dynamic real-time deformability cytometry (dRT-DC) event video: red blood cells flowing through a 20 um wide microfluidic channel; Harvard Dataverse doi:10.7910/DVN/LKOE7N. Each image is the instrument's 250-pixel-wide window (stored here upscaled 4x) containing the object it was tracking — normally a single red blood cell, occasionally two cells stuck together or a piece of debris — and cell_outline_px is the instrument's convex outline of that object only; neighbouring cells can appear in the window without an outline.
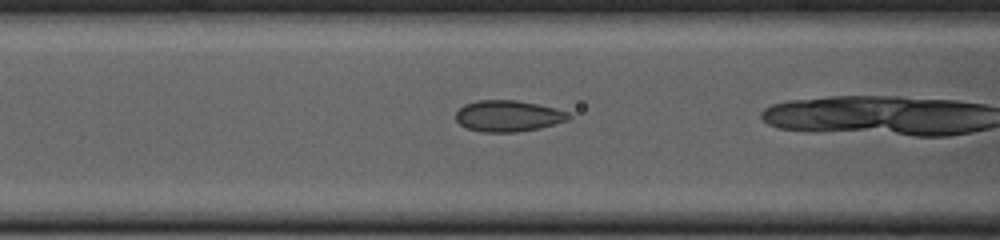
{"species": "common noctule bat (a hibernating species)", "species_latin": "Nyctalus noctula", "temperature_condition": "cold", "stored_images_in_passage": 36, "camera_frame_rate_fps": 3000, "um_per_image_px": 0.085, "animal": {"sex": "female", "body_mass_g": 23.0, "forearm_length_mm": 53.4}, "frame": {"image": 1, "passage_image": 16, "time_ms": 5.0, "image_size_px": [1000, 240], "cell_outline_px": [[572, 116], [568, 120], [540, 128], [516, 132], [484, 132], [468, 128], [460, 124], [456, 120], [456, 112], [464, 104], [476, 100], [516, 100], [556, 108], [568, 112]], "centroid_in_image_um": [43.2, 9.85], "position_along_channel_um": 123.4, "area_um2": 20.52}}
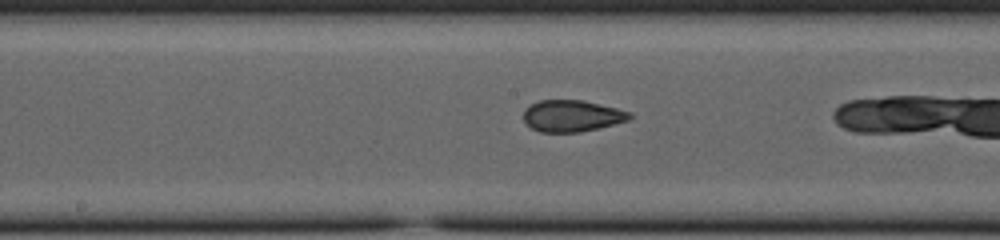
{"frame": {"image": 2, "passage_image": 22, "time_ms": 7.0, "image_size_px": [1000, 240], "cell_outline_px": [[632, 116], [628, 120], [580, 132], [540, 132], [532, 128], [524, 120], [524, 108], [528, 104], [540, 100], [584, 100], [632, 112]], "centroid_in_image_um": [48.58, 9.83], "position_along_channel_um": 199.6, "area_um2": 19.48}}
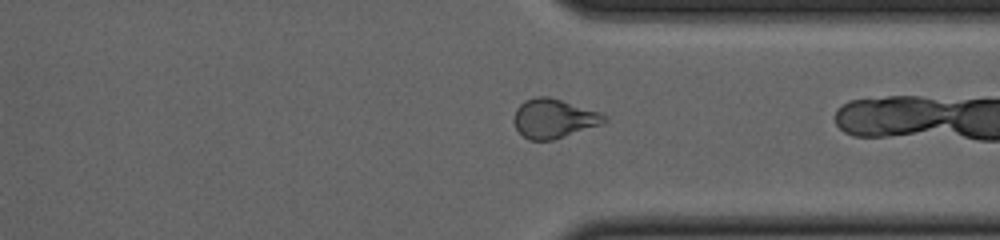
{"frame": {"image": 3, "passage_image": 35, "time_ms": 11.333, "image_size_px": [1000, 240], "cell_outline_px": [[608, 120], [604, 124], [552, 140], [528, 140], [516, 128], [512, 120], [516, 108], [524, 100], [536, 96], [548, 96], [600, 112], [608, 116]], "centroid_in_image_um": [47.08, 10.07], "position_along_channel_um": 364.3, "area_um2": 20.81}}